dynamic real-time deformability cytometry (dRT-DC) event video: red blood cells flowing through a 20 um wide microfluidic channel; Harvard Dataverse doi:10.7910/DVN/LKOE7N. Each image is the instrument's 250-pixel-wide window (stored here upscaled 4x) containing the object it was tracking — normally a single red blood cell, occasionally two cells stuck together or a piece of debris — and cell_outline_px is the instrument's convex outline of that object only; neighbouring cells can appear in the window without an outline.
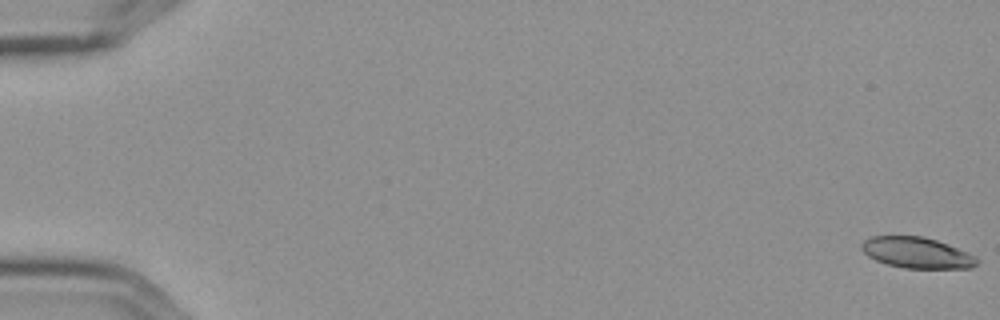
{"species": "Egyptian fruit bat (a non-hibernating species)", "species_latin": "Rousettus aegyptiacus", "temperature_condition": "cold", "stored_images_in_passage": 5, "camera_frame_rate_fps": 3000, "um_per_image_px": 0.085, "frame": {"image": 1, "passage_image": 1, "time_ms": 0.0, "image_size_px": [1000, 320], "cell_outline_px": [[980, 260], [972, 268], [904, 268], [888, 264], [876, 260], [868, 256], [860, 248], [860, 244], [864, 240], [872, 236], [924, 236], [948, 244], [968, 252], [976, 256]], "centroid_in_image_um": [77.94, 21.48], "position_along_channel_um": 7.1, "area_um2": 20.87}}